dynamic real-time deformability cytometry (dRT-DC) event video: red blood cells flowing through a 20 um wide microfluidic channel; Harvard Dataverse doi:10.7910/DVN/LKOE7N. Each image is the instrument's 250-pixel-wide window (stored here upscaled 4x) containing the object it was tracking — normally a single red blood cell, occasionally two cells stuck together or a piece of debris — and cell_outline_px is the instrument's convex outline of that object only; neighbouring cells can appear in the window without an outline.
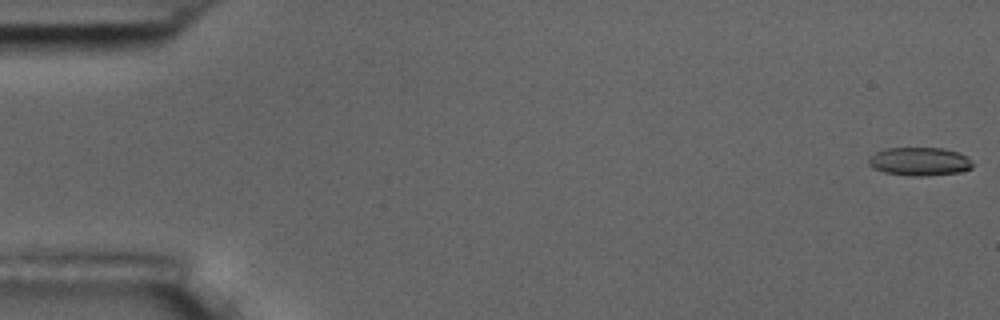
{"species": "common noctule bat (a hibernating species)", "species_latin": "Nyctalus noctula", "temperature_condition": "room temperature", "stored_images_in_passage": 5, "camera_frame_rate_fps": 3000, "um_per_image_px": 0.085, "animal": {"sex": "male", "body_mass_g": 17.5, "forearm_length_mm": 52.3}, "frame": {"image": 1, "passage_image": 1, "time_ms": 0.0, "image_size_px": [1000, 320], "cell_outline_px": [[972, 168], [960, 172], [928, 176], [912, 176], [884, 172], [868, 164], [868, 156], [876, 152], [888, 148], [944, 148], [960, 152], [972, 164]], "centroid_in_image_um": [78.15, 13.72], "position_along_channel_um": 6.9, "area_um2": 17.11}}
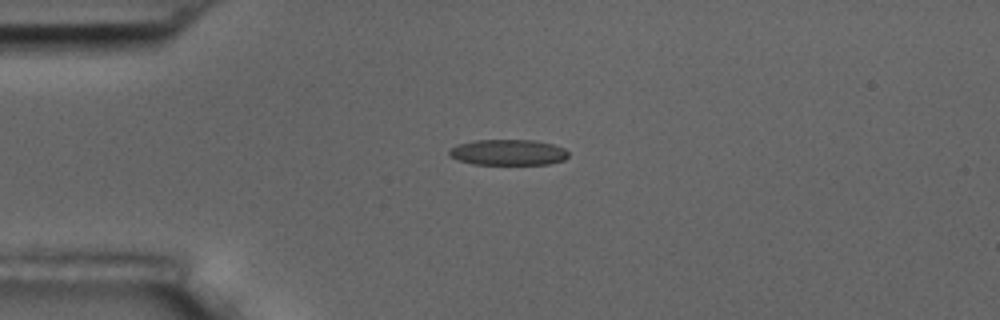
{"frame": {"image": 2, "passage_image": 4, "time_ms": 4.333, "image_size_px": [1000, 320], "cell_outline_px": [[568, 156], [564, 160], [548, 164], [472, 164], [460, 160], [452, 156], [448, 152], [456, 144], [476, 140], [532, 140], [552, 144], [564, 148], [568, 152]], "centroid_in_image_um": [43.21, 12.95], "position_along_channel_um": 41.8, "area_um2": 17.74}}